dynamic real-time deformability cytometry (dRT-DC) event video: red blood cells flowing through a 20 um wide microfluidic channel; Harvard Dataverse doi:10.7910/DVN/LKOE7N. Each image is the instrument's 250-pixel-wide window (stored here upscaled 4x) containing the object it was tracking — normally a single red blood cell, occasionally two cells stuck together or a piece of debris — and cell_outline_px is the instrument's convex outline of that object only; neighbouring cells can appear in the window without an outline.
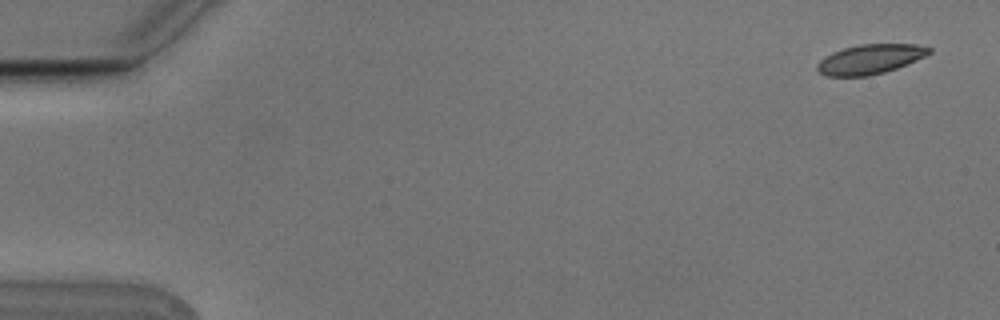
{"species": "Egyptian fruit bat (a non-hibernating species)", "species_latin": "Rousettus aegyptiacus", "temperature_condition": "cold", "stored_images_in_passage": 4, "camera_frame_rate_fps": 3000, "um_per_image_px": 0.085, "animal": {"sex": "male"}, "frame": {"image": 1, "passage_image": 1, "time_ms": 0.0, "image_size_px": [1000, 320], "cell_outline_px": [[932, 52], [916, 60], [896, 68], [884, 72], [868, 76], [828, 76], [820, 72], [816, 68], [816, 64], [824, 56], [832, 52], [844, 48], [860, 44], [916, 44], [932, 48]], "centroid_in_image_um": [73.94, 5.02], "position_along_channel_um": 11.1, "area_um2": 19.25}}
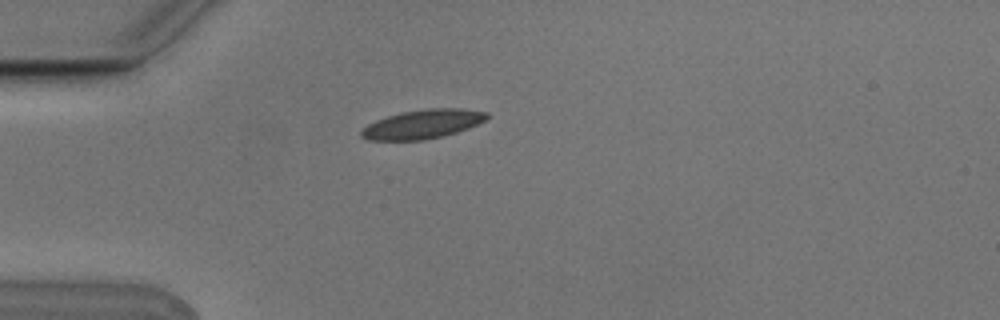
{"frame": {"image": 2, "passage_image": 4, "time_ms": 1.0, "image_size_px": [1000, 320], "cell_outline_px": [[488, 116], [484, 120], [468, 128], [456, 132], [424, 140], [368, 140], [360, 136], [360, 132], [368, 124], [376, 120], [388, 116], [404, 112], [428, 108], [460, 108], [488, 112]], "centroid_in_image_um": [35.91, 10.55], "position_along_channel_um": 49.1, "area_um2": 20.92}}